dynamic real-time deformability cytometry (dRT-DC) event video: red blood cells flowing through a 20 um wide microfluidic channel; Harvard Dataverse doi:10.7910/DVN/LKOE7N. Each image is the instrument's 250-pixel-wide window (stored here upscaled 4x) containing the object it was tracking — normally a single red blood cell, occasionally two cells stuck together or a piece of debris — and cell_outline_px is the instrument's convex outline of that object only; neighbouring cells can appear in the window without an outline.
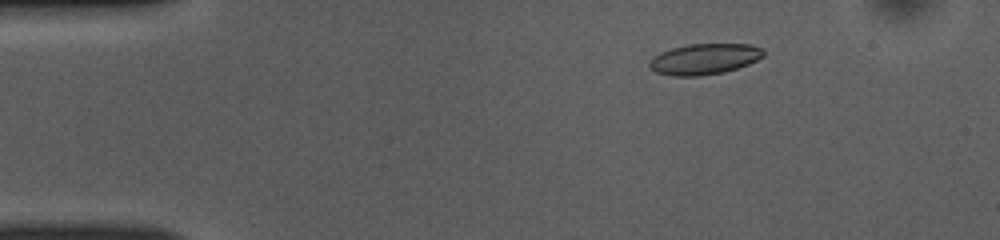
{"species": "common noctule bat (a hibernating species)", "species_latin": "Nyctalus noctula", "temperature_condition": "room temperature", "stored_images_in_passage": 51, "camera_frame_rate_fps": 3000, "um_per_image_px": 0.085, "animal": {"sex": "female", "body_mass_g": 10.0, "forearm_length_mm": 53.1}, "frame": {"image": 1, "passage_image": 8, "time_ms": 2.333, "image_size_px": [1000, 240], "cell_outline_px": [[764, 56], [748, 64], [724, 72], [700, 76], [672, 76], [656, 72], [648, 64], [648, 60], [660, 52], [672, 48], [688, 44], [748, 44], [764, 48]], "centroid_in_image_um": [59.86, 5.01], "position_along_channel_um": 25.1, "area_um2": 20.52}}
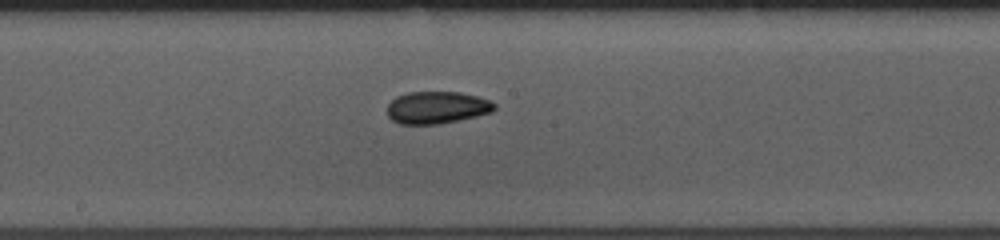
{"frame": {"image": 2, "passage_image": 27, "time_ms": 8.667, "image_size_px": [1000, 240], "cell_outline_px": [[496, 108], [492, 112], [460, 120], [440, 124], [400, 124], [392, 120], [388, 116], [388, 104], [396, 96], [408, 92], [460, 92], [476, 96], [488, 100], [496, 104]], "centroid_in_image_um": [37.13, 9.14], "position_along_channel_um": 211.1, "area_um2": 20.17}}
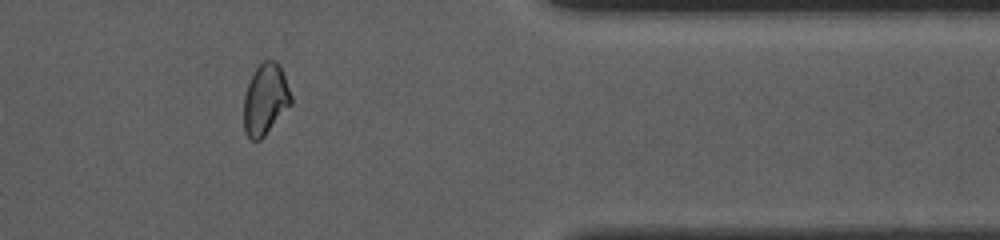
{"frame": {"image": 3, "passage_image": 42, "time_ms": 13.667, "image_size_px": [1000, 240], "cell_outline_px": [[292, 104], [264, 136], [260, 140], [252, 140], [244, 132], [244, 96], [248, 84], [256, 68], [264, 60], [276, 60], [280, 64], [292, 96]], "centroid_in_image_um": [22.57, 8.44], "position_along_channel_um": 388.8, "area_um2": 19.59}, "authors_computed_cell_mechanics": {"area_um2": 20.0566, "velocity_mm_per_s": 3.945, "shape_relaxation_time_tau1_ms": null, "shape_relaxation_time_tau2_ms": 3.4806, "deformation_change_tau1": null, "deformation_change_tau2": 0.0859}}